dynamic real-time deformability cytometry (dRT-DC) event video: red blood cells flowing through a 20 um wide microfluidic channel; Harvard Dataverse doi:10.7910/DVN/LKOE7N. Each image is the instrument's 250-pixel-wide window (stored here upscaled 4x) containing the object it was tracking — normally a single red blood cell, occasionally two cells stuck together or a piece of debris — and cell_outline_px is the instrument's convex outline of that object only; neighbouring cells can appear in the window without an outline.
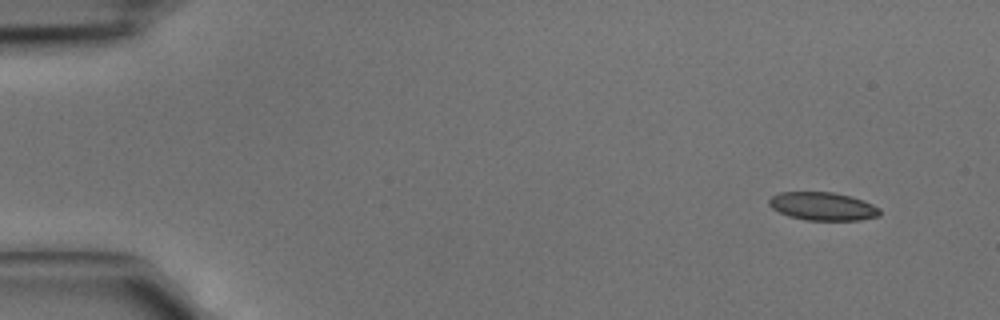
{"species": "common noctule bat (a hibernating species)", "species_latin": "Nyctalus noctula", "temperature_condition": "cold", "stored_images_in_passage": 4, "camera_frame_rate_fps": 3000, "um_per_image_px": 0.085, "animal": {"sex": "male", "body_mass_g": 15.6}, "frame": {"image": 1, "passage_image": 1, "time_ms": 0.0, "image_size_px": [1000, 320], "cell_outline_px": [[880, 216], [860, 220], [804, 220], [788, 216], [772, 208], [768, 204], [768, 200], [772, 196], [780, 192], [832, 192], [852, 196], [872, 204], [880, 208]], "centroid_in_image_um": [69.94, 17.54], "position_along_channel_um": 15.1, "area_um2": 18.26}}
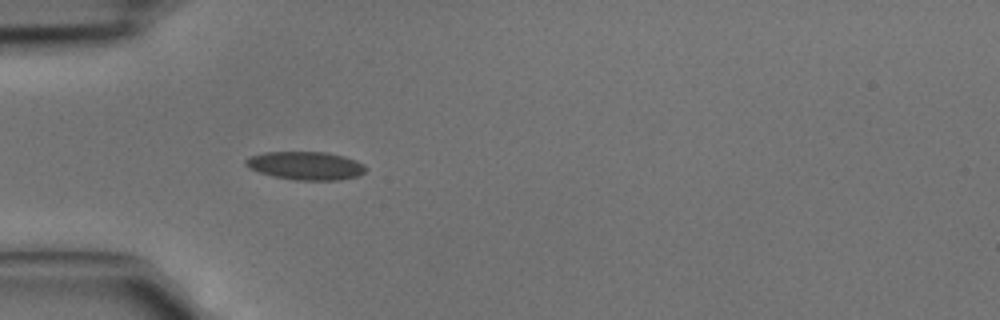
{"frame": {"image": 2, "passage_image": 4, "time_ms": 1.0, "image_size_px": [1000, 320], "cell_outline_px": [[368, 168], [364, 172], [356, 176], [340, 180], [296, 180], [276, 176], [260, 172], [248, 168], [244, 164], [244, 160], [248, 156], [264, 152], [324, 152], [344, 156], [356, 160], [364, 164]], "centroid_in_image_um": [25.97, 14.07], "position_along_channel_um": 59.0, "area_um2": 19.77}}